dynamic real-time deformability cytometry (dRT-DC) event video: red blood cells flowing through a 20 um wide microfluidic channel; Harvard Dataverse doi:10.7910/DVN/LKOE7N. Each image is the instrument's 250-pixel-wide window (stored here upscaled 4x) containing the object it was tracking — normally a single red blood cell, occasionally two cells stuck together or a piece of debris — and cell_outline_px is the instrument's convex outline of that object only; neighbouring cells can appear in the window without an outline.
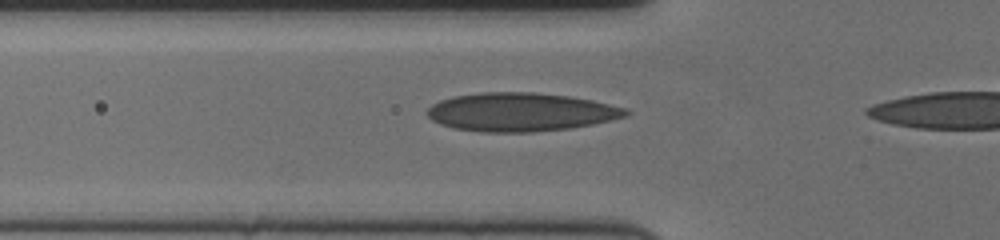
{"species": "human", "species_latin": "Homo sapiens", "temperature_condition": "cold", "stored_images_in_passage": 35, "camera_frame_rate_fps": 3000, "um_per_image_px": 0.085, "donor": {"sex": "female"}, "frame": {"image": 1, "passage_image": 8, "time_ms": 2.333, "image_size_px": [1000, 240], "cell_outline_px": [[632, 112], [628, 116], [592, 124], [572, 128], [532, 132], [480, 132], [452, 128], [440, 124], [432, 120], [424, 112], [432, 104], [440, 100], [452, 96], [480, 92], [532, 92], [568, 96], [592, 100], [628, 108]], "centroid_in_image_um": [44.25, 9.52], "position_along_channel_um": 81.6, "area_um2": 44.97}}
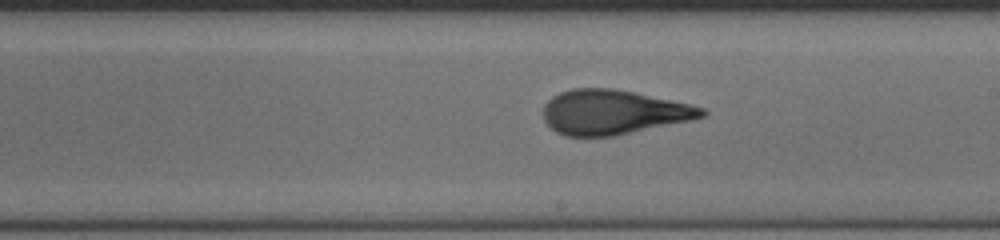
{"frame": {"image": 2, "passage_image": 21, "time_ms": 6.667, "image_size_px": [1000, 240], "cell_outline_px": [[708, 112], [704, 116], [692, 120], [612, 136], [564, 136], [556, 132], [544, 120], [544, 104], [552, 96], [560, 92], [572, 88], [612, 88], [632, 92], [688, 104], [704, 108]], "centroid_in_image_um": [52.09, 9.54], "position_along_channel_um": 236.9, "area_um2": 40.81}}
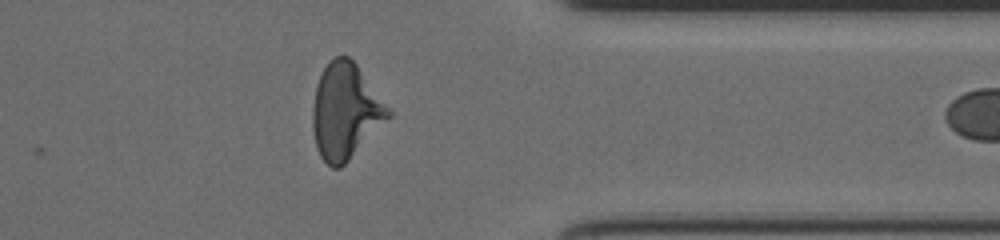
{"frame": {"image": 3, "passage_image": 34, "time_ms": 11.0, "image_size_px": [1000, 240], "cell_outline_px": [[392, 116], [340, 168], [332, 168], [320, 156], [316, 148], [312, 128], [312, 108], [316, 84], [324, 68], [336, 56], [348, 56], [356, 64], [392, 112]], "centroid_in_image_um": [29.34, 9.48], "position_along_channel_um": 382.1, "area_um2": 41.73}}